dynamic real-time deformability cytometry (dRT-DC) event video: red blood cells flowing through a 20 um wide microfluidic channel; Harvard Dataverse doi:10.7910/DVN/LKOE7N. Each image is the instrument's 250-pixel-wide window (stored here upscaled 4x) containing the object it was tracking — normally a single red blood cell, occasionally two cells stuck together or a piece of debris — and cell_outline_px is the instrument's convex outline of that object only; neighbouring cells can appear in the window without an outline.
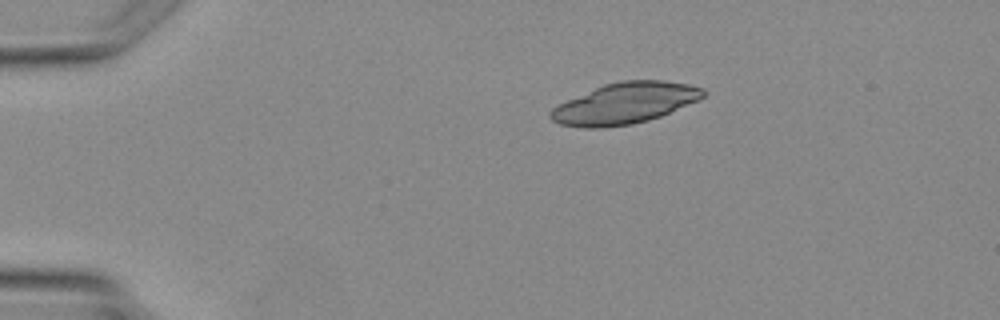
{"species": "Egyptian fruit bat (a non-hibernating species)", "species_latin": "Rousettus aegyptiacus", "temperature_condition": "warm", "stored_images_in_passage": 2, "camera_frame_rate_fps": 3000, "um_per_image_px": 0.085, "animal": {"sex": "female"}, "frame": {"image": 1, "passage_image": 1, "time_ms": 0.0, "image_size_px": [1000, 320], "cell_outline_px": [[708, 92], [700, 100], [660, 116], [648, 120], [632, 124], [604, 128], [584, 128], [560, 124], [552, 120], [548, 116], [548, 112], [552, 108], [568, 100], [604, 84], [624, 80], [660, 80], [688, 84], [704, 88]], "centroid_in_image_um": [53.14, 8.79], "position_along_channel_um": 31.9, "area_um2": 36.47}}